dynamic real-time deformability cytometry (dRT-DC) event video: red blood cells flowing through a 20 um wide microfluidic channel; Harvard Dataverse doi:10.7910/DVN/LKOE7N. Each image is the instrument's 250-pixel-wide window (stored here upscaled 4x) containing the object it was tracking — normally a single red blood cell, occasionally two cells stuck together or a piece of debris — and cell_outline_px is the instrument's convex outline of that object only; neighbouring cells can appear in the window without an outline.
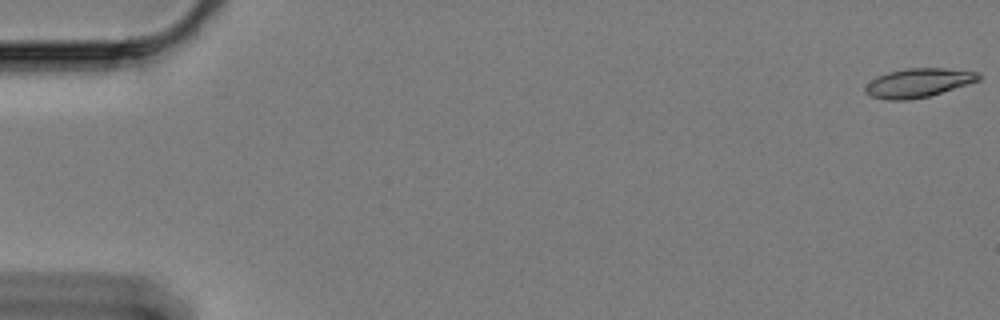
{"species": "Egyptian fruit bat (a non-hibernating species)", "species_latin": "Rousettus aegyptiacus", "temperature_condition": "cold", "stored_images_in_passage": 9, "camera_frame_rate_fps": 3000, "um_per_image_px": 0.085, "animal": {"sex": "female"}, "frame": {"image": 1, "passage_image": 1, "time_ms": 0.0, "image_size_px": [1000, 320], "cell_outline_px": [[980, 80], [928, 96], [908, 100], [892, 100], [872, 96], [864, 88], [872, 80], [880, 76], [892, 72], [908, 68], [940, 68], [980, 72]], "centroid_in_image_um": [78.11, 7.03], "position_along_channel_um": 6.9, "area_um2": 18.44}}